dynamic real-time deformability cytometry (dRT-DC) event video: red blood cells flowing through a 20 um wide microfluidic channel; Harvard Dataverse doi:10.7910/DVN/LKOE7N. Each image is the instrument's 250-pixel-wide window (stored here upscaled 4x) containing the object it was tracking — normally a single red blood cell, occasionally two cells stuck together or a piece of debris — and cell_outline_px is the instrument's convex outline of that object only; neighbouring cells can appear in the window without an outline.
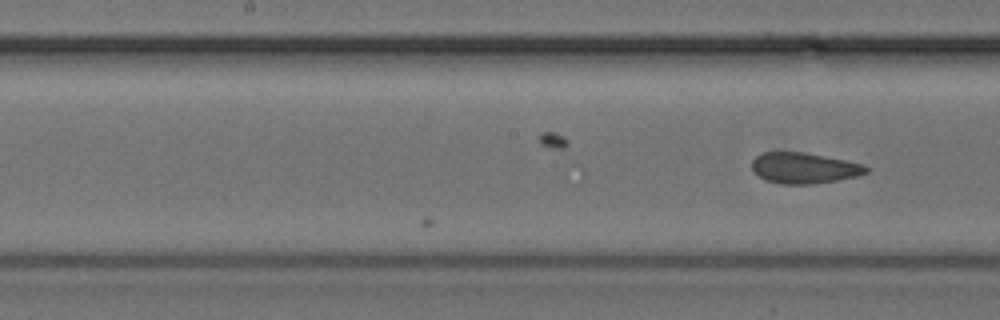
{"species": "common noctule bat (a hibernating species)", "species_latin": "Nyctalus noctula", "temperature_condition": "cold", "stored_images_in_passage": 23, "camera_frame_rate_fps": 3000, "um_per_image_px": 0.085, "animal": {"sex": "female", "body_mass_g": 24.6, "forearm_length_mm": 56.2}, "frame": {"image": 1, "passage_image": 23, "time_ms": 7.333, "image_size_px": [1000, 320], "cell_outline_px": [[868, 172], [856, 176], [836, 180], [812, 184], [784, 184], [764, 180], [752, 172], [752, 160], [756, 156], [764, 152], [804, 152], [864, 164], [868, 168]], "centroid_in_image_um": [68.31, 14.28], "position_along_channel_um": 179.9, "area_um2": 20.46}}